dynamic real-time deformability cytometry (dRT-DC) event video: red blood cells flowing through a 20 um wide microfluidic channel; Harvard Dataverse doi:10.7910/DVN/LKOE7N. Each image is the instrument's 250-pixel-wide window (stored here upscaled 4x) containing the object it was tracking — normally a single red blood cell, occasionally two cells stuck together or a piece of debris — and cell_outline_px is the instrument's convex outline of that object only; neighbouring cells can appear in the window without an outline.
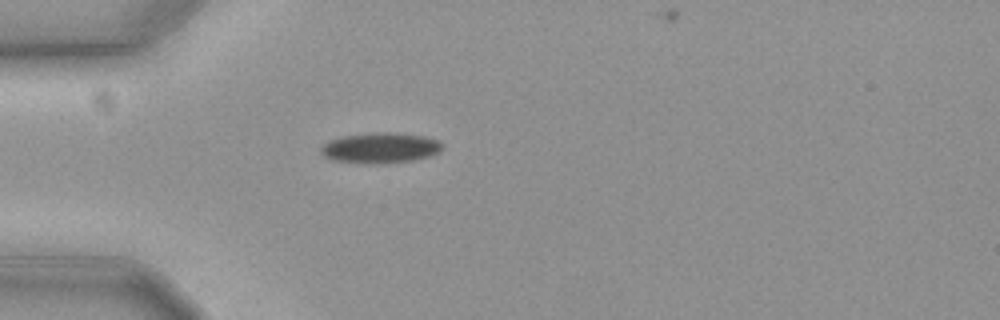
{"species": "common noctule bat (a hibernating species)", "species_latin": "Nyctalus noctula", "temperature_condition": "cold", "stored_images_in_passage": 36, "camera_frame_rate_fps": 3000, "um_per_image_px": 0.085, "animal": {"sex": "female", "body_mass_g": 19.3, "forearm_length_mm": 54.1}, "frame": {"image": 1, "passage_image": 1, "time_ms": 0.0, "image_size_px": [1000, 320], "cell_outline_px": [[444, 144], [440, 152], [428, 156], [412, 160], [384, 164], [360, 164], [332, 160], [324, 156], [320, 152], [320, 148], [328, 140], [344, 136], [372, 132], [396, 132], [424, 136], [436, 140]], "centroid_in_image_um": [32.3, 12.58], "position_along_channel_um": 52.7, "area_um2": 21.91}}
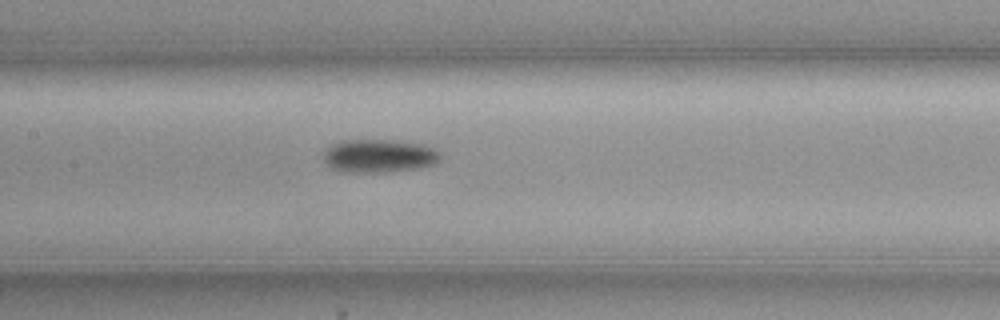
{"frame": {"image": 2, "passage_image": 12, "time_ms": 3.667, "image_size_px": [1000, 320], "cell_outline_px": [[440, 160], [436, 164], [420, 168], [384, 172], [340, 172], [332, 168], [324, 160], [324, 152], [332, 144], [340, 140], [396, 140], [420, 144], [432, 148], [440, 152]], "centroid_in_image_um": [32.22, 13.25], "position_along_channel_um": 175.2, "area_um2": 22.72}}
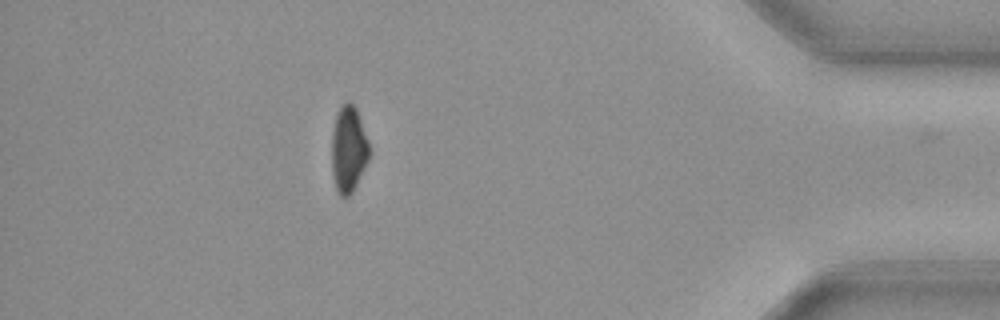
{"frame": {"image": 3, "passage_image": 35, "time_ms": 11.333, "image_size_px": [1000, 320], "cell_outline_px": [[372, 152], [352, 192], [348, 196], [340, 196], [336, 188], [332, 172], [332, 136], [336, 116], [340, 108], [348, 100], [356, 108], [368, 140]], "centroid_in_image_um": [29.64, 12.69], "position_along_channel_um": 405.6, "area_um2": 18.67}, "authors_computed_cell_mechanics": {"area_um2": 21.1837, "velocity_mm_per_s": 3.6448, "shape_relaxation_time_tau1_ms": 4.952, "shape_relaxation_time_tau2_ms": null, "deformation_change_tau1": 0.1154, "deformation_change_tau2": null}}